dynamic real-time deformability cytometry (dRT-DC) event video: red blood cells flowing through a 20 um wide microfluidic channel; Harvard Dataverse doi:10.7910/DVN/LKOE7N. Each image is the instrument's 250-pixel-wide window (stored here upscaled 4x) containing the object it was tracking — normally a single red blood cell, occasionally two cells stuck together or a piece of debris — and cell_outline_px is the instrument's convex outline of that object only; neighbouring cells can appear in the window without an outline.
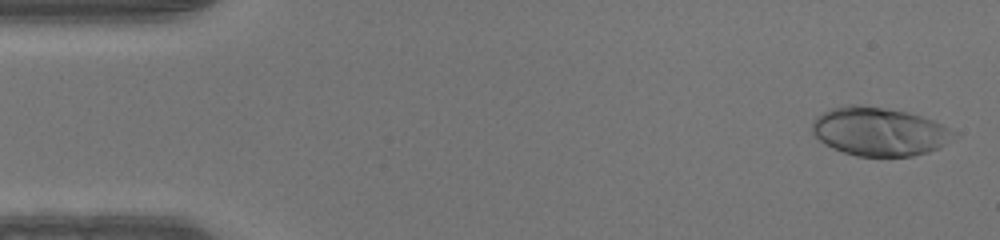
{"species": "human", "species_latin": "Homo sapiens", "temperature_condition": "warm", "stored_images_in_passage": 47, "camera_frame_rate_fps": 3000, "um_per_image_px": 0.085, "donor": {"sex": "male"}, "frame": {"image": 1, "passage_image": 2, "time_ms": 0.333, "image_size_px": [1000, 240], "cell_outline_px": [[956, 132], [936, 148], [928, 152], [912, 156], [856, 156], [832, 148], [824, 144], [812, 132], [812, 120], [816, 116], [832, 108], [848, 104], [860, 104], [908, 112], [932, 120]], "centroid_in_image_um": [74.64, 11.17], "position_along_channel_um": 10.4, "area_um2": 39.54}}
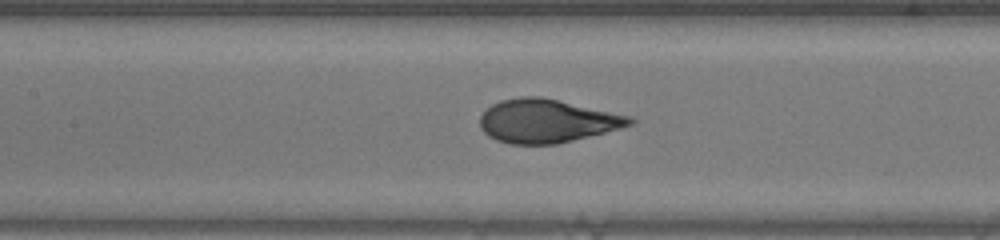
{"frame": {"image": 2, "passage_image": 21, "time_ms": 6.667, "image_size_px": [1000, 240], "cell_outline_px": [[636, 120], [632, 124], [620, 128], [556, 144], [508, 144], [496, 140], [488, 136], [480, 128], [480, 116], [492, 104], [500, 100], [520, 96], [540, 96], [632, 116]], "centroid_in_image_um": [46.46, 10.27], "position_along_channel_um": 160.9, "area_um2": 37.86}}
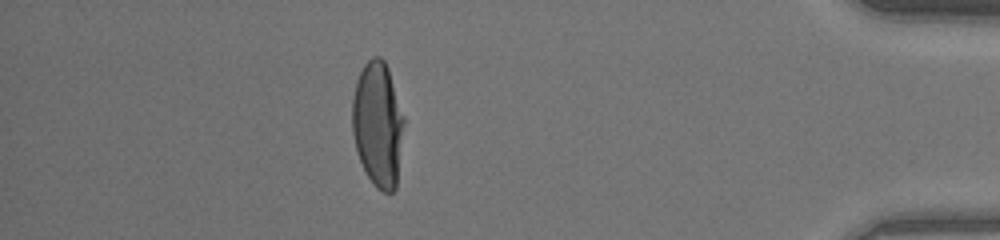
{"frame": {"image": 3, "passage_image": 41, "time_ms": 13.333, "image_size_px": [1000, 240], "cell_outline_px": [[404, 124], [396, 188], [392, 192], [384, 192], [376, 188], [372, 184], [360, 160], [356, 148], [352, 132], [352, 100], [356, 80], [364, 64], [372, 56], [380, 56], [384, 60], [388, 68], [404, 116]], "centroid_in_image_um": [32.11, 10.55], "position_along_channel_um": 403.1, "area_um2": 37.74}}